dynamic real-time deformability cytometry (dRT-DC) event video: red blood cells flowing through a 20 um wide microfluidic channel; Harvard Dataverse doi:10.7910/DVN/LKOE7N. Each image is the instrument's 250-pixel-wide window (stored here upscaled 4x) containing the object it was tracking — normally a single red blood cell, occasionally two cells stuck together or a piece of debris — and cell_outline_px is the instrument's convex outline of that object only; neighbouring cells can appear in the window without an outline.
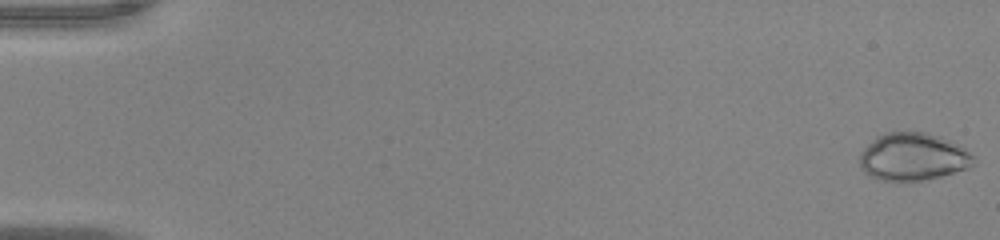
{"species": "common noctule bat (a hibernating species)", "species_latin": "Nyctalus noctula", "temperature_condition": "warm", "stored_images_in_passage": 52, "camera_frame_rate_fps": 3000, "um_per_image_px": 0.085, "animal": {"sex": "male", "body_mass_g": 20.0, "forearm_length_mm": 53.3}, "frame": {"image": 1, "passage_image": 1, "time_ms": 0.0, "image_size_px": [1000, 240], "cell_outline_px": [[976, 164], [968, 168], [940, 176], [924, 180], [880, 180], [864, 172], [860, 168], [860, 152], [876, 136], [884, 132], [924, 132], [940, 136], [964, 148], [976, 156]], "centroid_in_image_um": [77.62, 13.32], "position_along_channel_um": 7.4, "area_um2": 31.62}}
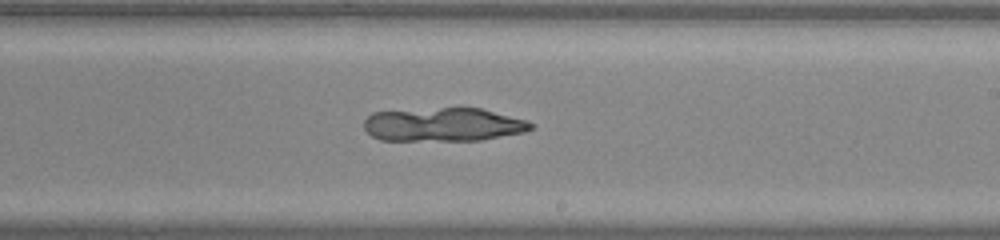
{"frame": {"image": 2, "passage_image": 32, "time_ms": 10.333, "image_size_px": [1000, 240], "cell_outline_px": [[532, 128], [524, 132], [480, 140], [380, 140], [372, 136], [364, 128], [364, 120], [372, 112], [440, 108], [480, 108], [524, 120], [532, 124]], "centroid_in_image_um": [37.63, 10.59], "position_along_channel_um": 251.4, "area_um2": 32.25}}
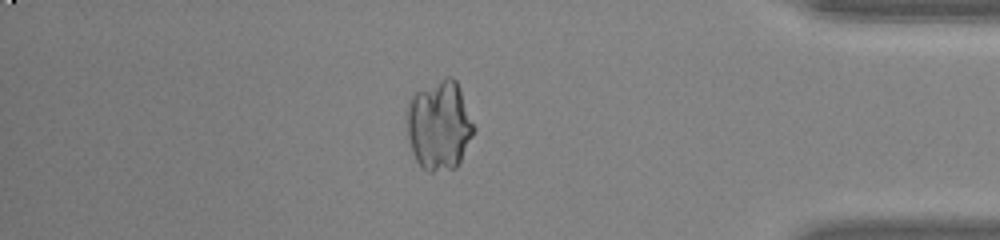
{"frame": {"image": 3, "passage_image": 45, "time_ms": 14.667, "image_size_px": [1000, 240], "cell_outline_px": [[476, 128], [456, 168], [432, 172], [428, 172], [416, 160], [412, 152], [408, 136], [408, 100], [416, 92], [448, 76], [452, 76], [456, 80], [460, 88]], "centroid_in_image_um": [37.35, 10.65], "position_along_channel_um": 397.8, "area_um2": 34.56}}